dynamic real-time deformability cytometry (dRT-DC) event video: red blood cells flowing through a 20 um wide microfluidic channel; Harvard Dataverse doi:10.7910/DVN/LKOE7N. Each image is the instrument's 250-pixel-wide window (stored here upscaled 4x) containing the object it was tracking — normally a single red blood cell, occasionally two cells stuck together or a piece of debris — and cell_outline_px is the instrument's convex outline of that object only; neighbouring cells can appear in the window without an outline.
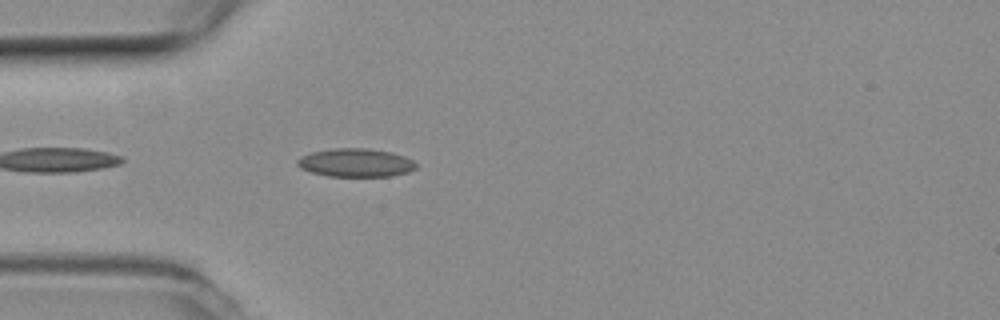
{"species": "common noctule bat (a hibernating species)", "species_latin": "Nyctalus noctula", "temperature_condition": "room temperature", "stored_images_in_passage": 13, "camera_frame_rate_fps": 3000, "um_per_image_px": 0.085, "animal": {"sex": "female", "body_mass_g": 19.3, "forearm_length_mm": 54.1}, "frame": {"image": 1, "passage_image": 3, "time_ms": 0.667, "image_size_px": [1000, 320], "cell_outline_px": [[416, 168], [408, 172], [392, 176], [328, 176], [312, 172], [300, 168], [296, 164], [296, 160], [300, 156], [312, 152], [332, 148], [368, 148], [392, 152], [404, 156], [412, 160], [416, 164]], "centroid_in_image_um": [30.22, 13.82], "position_along_channel_um": 54.8, "area_um2": 19.71}}
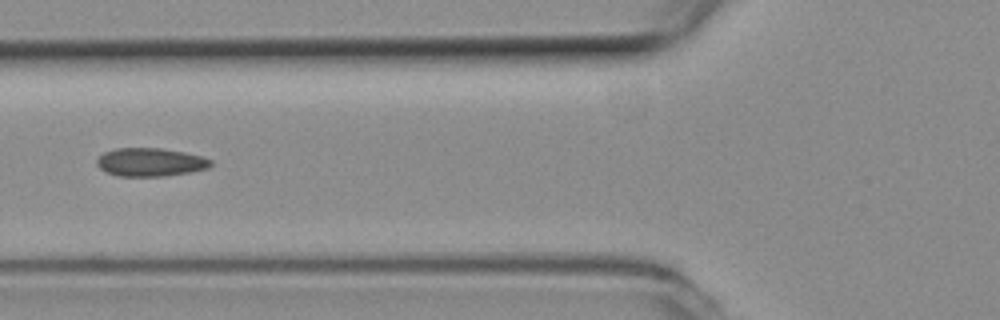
{"frame": {"image": 2, "passage_image": 8, "time_ms": 2.333, "image_size_px": [1000, 320], "cell_outline_px": [[212, 164], [208, 168], [192, 172], [164, 176], [116, 176], [100, 168], [96, 164], [96, 160], [104, 152], [116, 148], [160, 148], [184, 152], [200, 156], [212, 160]], "centroid_in_image_um": [12.78, 13.78], "position_along_channel_um": 113.0, "area_um2": 18.79}}